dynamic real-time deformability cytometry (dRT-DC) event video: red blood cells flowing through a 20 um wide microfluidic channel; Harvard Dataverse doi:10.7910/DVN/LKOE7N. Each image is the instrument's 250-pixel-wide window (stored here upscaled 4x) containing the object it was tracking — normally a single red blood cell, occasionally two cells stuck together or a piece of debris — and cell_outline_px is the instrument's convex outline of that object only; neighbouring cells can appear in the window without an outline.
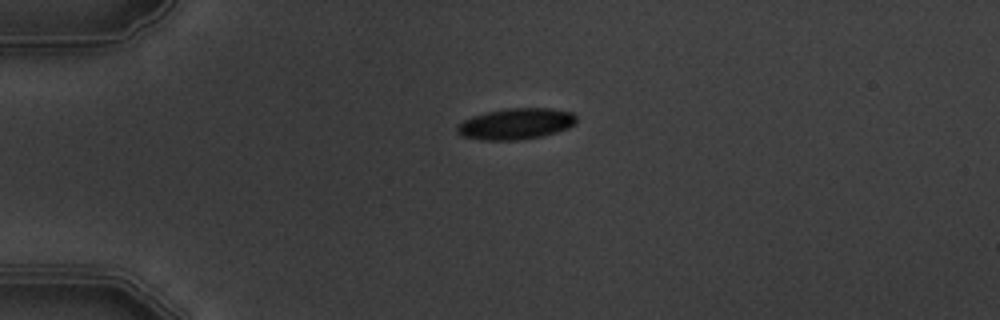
{"species": "common noctule bat (a hibernating species)", "species_latin": "Nyctalus noctula", "temperature_condition": "warm", "stored_images_in_passage": 2, "camera_frame_rate_fps": 3000, "um_per_image_px": 0.085, "animal": {"sex": "male", "body_mass_g": 19.5, "forearm_length_mm": 54.6}, "frame": {"image": 1, "passage_image": 1, "time_ms": 0.0, "image_size_px": [1000, 320], "cell_outline_px": [[576, 124], [568, 128], [544, 136], [516, 140], [480, 140], [460, 136], [456, 132], [456, 128], [464, 120], [472, 116], [488, 112], [508, 108], [548, 108], [572, 112], [576, 116]], "centroid_in_image_um": [43.85, 10.53], "position_along_channel_um": 41.1, "area_um2": 21.68}}